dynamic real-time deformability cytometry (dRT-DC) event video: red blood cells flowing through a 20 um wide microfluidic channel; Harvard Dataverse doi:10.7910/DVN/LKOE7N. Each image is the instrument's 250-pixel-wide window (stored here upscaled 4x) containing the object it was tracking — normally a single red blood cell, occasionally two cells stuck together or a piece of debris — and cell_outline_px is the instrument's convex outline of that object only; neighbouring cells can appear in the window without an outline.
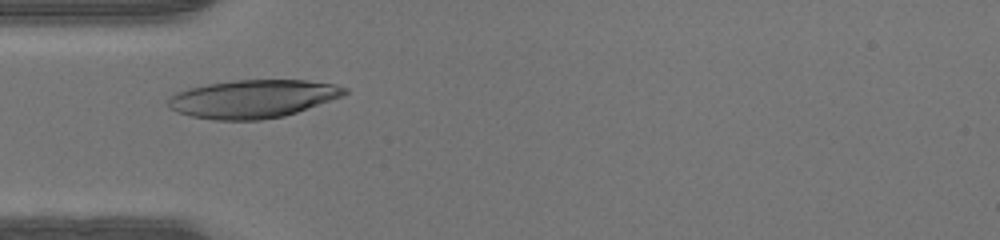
{"species": "human", "species_latin": "Homo sapiens", "temperature_condition": "warm", "stored_images_in_passage": 26, "camera_frame_rate_fps": 3000, "um_per_image_px": 0.085, "donor": {"sex": "male"}, "frame": {"image": 1, "passage_image": 1, "time_ms": 0.0, "image_size_px": [1000, 240], "cell_outline_px": [[348, 92], [344, 96], [284, 116], [260, 120], [216, 120], [192, 116], [176, 112], [168, 104], [168, 100], [176, 92], [188, 88], [208, 84], [236, 80], [308, 80], [336, 84], [348, 88]], "centroid_in_image_um": [21.54, 8.39], "position_along_channel_um": 63.5, "area_um2": 39.13}}
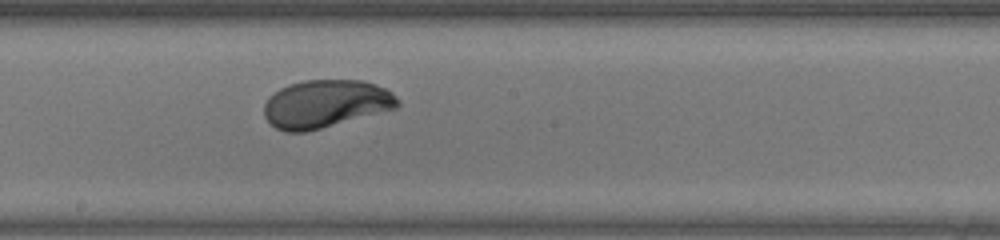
{"frame": {"image": 2, "passage_image": 12, "time_ms": 3.667, "image_size_px": [1000, 240], "cell_outline_px": [[400, 104], [396, 108], [320, 128], [304, 132], [284, 132], [276, 128], [264, 116], [264, 104], [280, 88], [288, 84], [304, 80], [364, 80], [384, 88], [392, 92], [400, 100]], "centroid_in_image_um": [27.68, 8.81], "position_along_channel_um": 220.5, "area_um2": 36.93}}
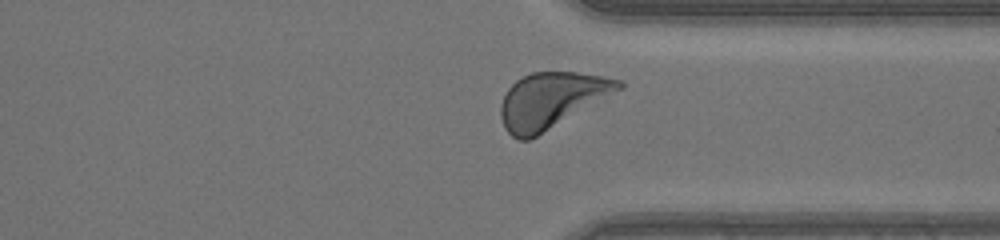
{"frame": {"image": 3, "passage_image": 22, "time_ms": 7.0, "image_size_px": [1000, 240], "cell_outline_px": [[624, 88], [536, 136], [528, 140], [520, 140], [512, 136], [504, 128], [500, 116], [500, 104], [508, 88], [516, 80], [532, 72], [576, 72], [604, 76], [620, 80], [624, 84]], "centroid_in_image_um": [46.85, 8.51], "position_along_channel_um": 364.5, "area_um2": 37.97}}